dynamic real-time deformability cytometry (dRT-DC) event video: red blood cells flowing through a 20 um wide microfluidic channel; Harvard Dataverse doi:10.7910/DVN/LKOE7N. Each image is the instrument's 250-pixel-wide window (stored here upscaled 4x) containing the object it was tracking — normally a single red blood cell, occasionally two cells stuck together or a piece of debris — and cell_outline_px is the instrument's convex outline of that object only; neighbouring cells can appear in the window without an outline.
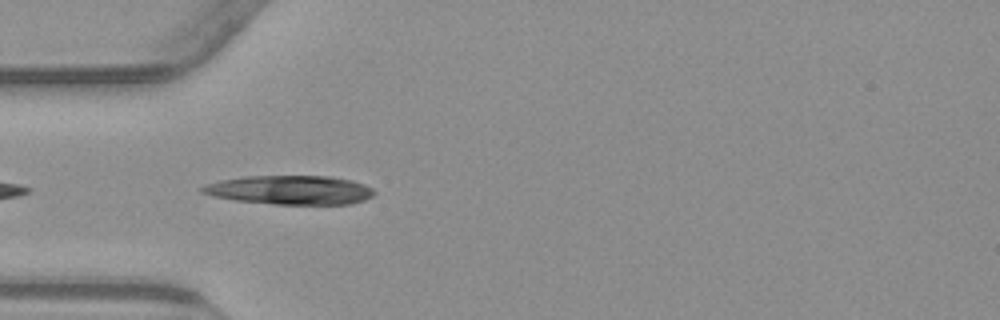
{"species": "common noctule bat (a hibernating species)", "species_latin": "Nyctalus noctula", "temperature_condition": "warm", "stored_images_in_passage": 39, "camera_frame_rate_fps": 3000, "um_per_image_px": 0.085, "animal": {"sex": "male", "body_mass_g": 23.1, "forearm_length_mm": 52.7}, "frame": {"image": 1, "passage_image": 2, "time_ms": 0.333, "image_size_px": [1000, 320], "cell_outline_px": [[376, 192], [372, 196], [364, 200], [352, 204], [276, 204], [236, 200], [212, 196], [200, 192], [200, 188], [204, 184], [220, 180], [244, 176], [332, 176], [352, 180], [364, 184], [372, 188]], "centroid_in_image_um": [24.66, 16.14], "position_along_channel_um": 60.3, "area_um2": 29.19}}